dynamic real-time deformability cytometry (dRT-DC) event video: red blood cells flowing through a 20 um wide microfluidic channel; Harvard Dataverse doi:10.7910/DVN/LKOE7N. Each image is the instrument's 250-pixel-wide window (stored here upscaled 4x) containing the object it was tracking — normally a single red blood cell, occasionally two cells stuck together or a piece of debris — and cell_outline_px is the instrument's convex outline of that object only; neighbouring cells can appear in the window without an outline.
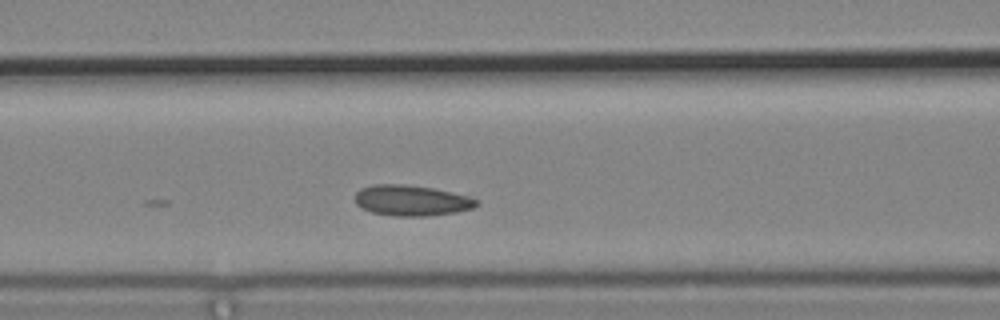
{"species": "common noctule bat (a hibernating species)", "species_latin": "Nyctalus noctula", "temperature_condition": "cold", "stored_images_in_passage": 4, "camera_frame_rate_fps": 3000, "um_per_image_px": 0.085, "animal": {"sex": "male", "body_mass_g": 19.2, "forearm_length_mm": 51.8}, "frame": {"image": 1, "passage_image": 4, "time_ms": 1.0, "image_size_px": [1000, 320], "cell_outline_px": [[480, 204], [472, 208], [456, 212], [428, 216], [396, 216], [372, 212], [356, 204], [356, 192], [360, 188], [372, 184], [408, 184], [432, 188], [452, 192], [468, 196], [480, 200]], "centroid_in_image_um": [35.0, 17.03], "position_along_channel_um": 131.6, "area_um2": 21.79}}